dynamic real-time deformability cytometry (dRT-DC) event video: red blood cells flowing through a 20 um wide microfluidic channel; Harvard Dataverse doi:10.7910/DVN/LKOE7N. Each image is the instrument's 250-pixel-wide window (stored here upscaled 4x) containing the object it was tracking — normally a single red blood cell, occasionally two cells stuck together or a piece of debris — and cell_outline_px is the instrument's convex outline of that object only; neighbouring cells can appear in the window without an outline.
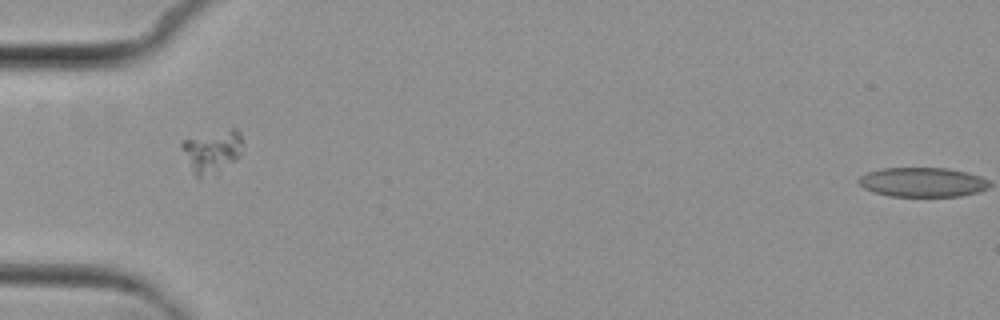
{"species": "common noctule bat (a hibernating species)", "species_latin": "Nyctalus noctula", "temperature_condition": "cold", "stored_images_in_passage": 7, "camera_frame_rate_fps": 3000, "um_per_image_px": 0.085, "animal": {"sex": "female", "body_mass_g": 29.2, "forearm_length_mm": 56.3}, "frame": {"image": 1, "passage_image": 5, "time_ms": 5.667, "image_size_px": [1000, 320], "cell_outline_px": [[240, 156], [236, 160], [208, 176], [200, 180], [196, 180], [180, 148], [180, 144], [184, 140], [232, 128], [236, 128], [240, 132]], "centroid_in_image_um": [17.98, 12.91], "position_along_channel_um": 67.0, "area_um2": 14.97}}
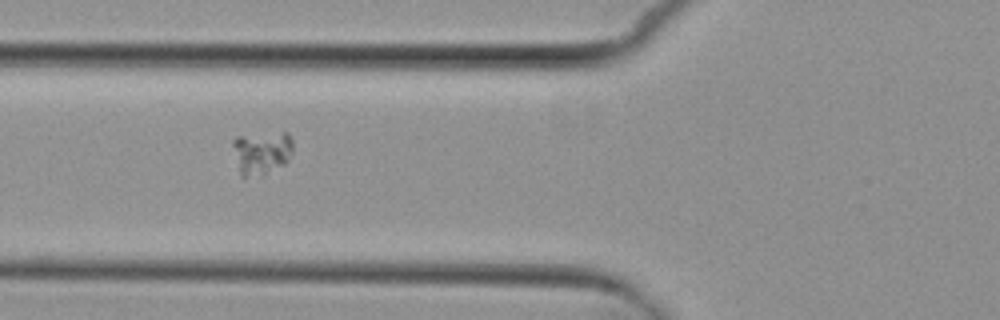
{"frame": {"image": 2, "passage_image": 6, "time_ms": 6.667, "image_size_px": [1000, 320], "cell_outline_px": [[292, 152], [288, 160], [284, 164], [264, 176], [240, 176], [232, 144], [232, 140], [236, 136], [284, 132], [288, 132], [292, 140]], "centroid_in_image_um": [22.24, 12.98], "position_along_channel_um": 103.6, "area_um2": 15.32}}
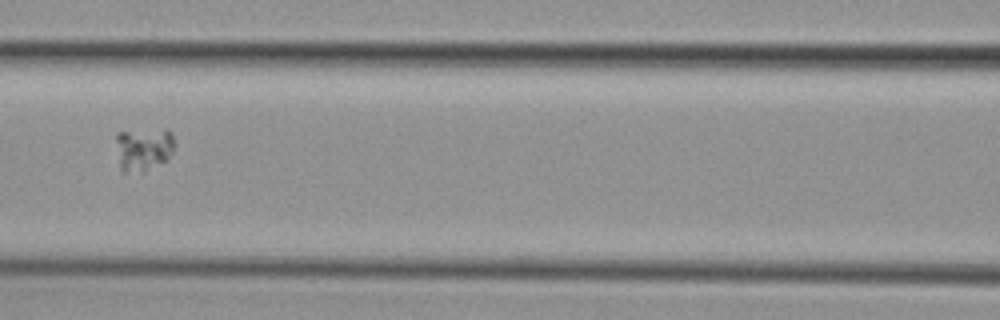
{"frame": {"image": 3, "passage_image": 7, "time_ms": 8.0, "image_size_px": [1000, 320], "cell_outline_px": [[172, 152], [168, 160], [144, 172], [124, 172], [120, 168], [116, 140], [116, 132], [164, 128], [168, 128], [172, 132]], "centroid_in_image_um": [12.2, 12.66], "position_along_channel_um": 154.4, "area_um2": 14.97}}